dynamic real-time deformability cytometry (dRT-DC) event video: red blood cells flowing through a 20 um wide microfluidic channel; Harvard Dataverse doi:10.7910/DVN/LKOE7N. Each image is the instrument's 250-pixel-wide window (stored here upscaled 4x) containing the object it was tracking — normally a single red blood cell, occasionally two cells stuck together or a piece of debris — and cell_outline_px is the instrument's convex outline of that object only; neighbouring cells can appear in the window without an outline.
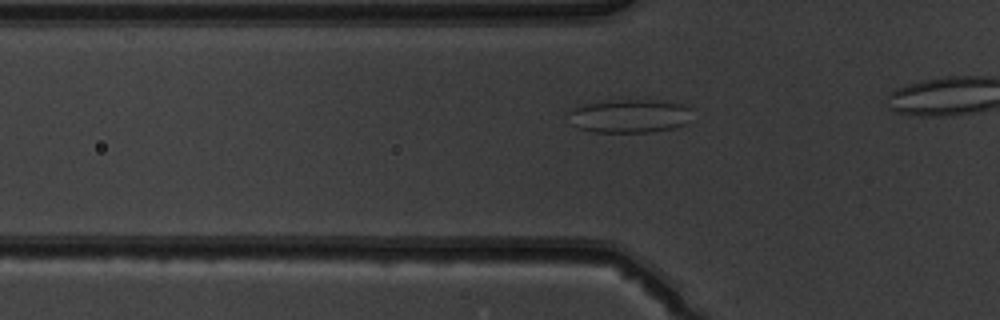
{"species": "common noctule bat (a hibernating species)", "species_latin": "Nyctalus noctula", "temperature_condition": "warm", "stored_images_in_passage": 15, "camera_frame_rate_fps": 3000, "um_per_image_px": 0.085, "animal": {"sex": "male", "body_mass_g": 19.5, "forearm_length_mm": 54.6}, "frame": {"image": 1, "passage_image": 9, "time_ms": 2.667, "image_size_px": [1000, 320], "cell_outline_px": [[692, 108], [688, 120], [684, 124], [672, 128], [652, 132], [592, 132], [576, 128], [572, 124], [568, 112], [572, 108], [584, 104], [620, 100], [652, 100], [684, 104]], "centroid_in_image_um": [53.5, 9.87], "position_along_channel_um": 72.3, "area_um2": 24.1}}